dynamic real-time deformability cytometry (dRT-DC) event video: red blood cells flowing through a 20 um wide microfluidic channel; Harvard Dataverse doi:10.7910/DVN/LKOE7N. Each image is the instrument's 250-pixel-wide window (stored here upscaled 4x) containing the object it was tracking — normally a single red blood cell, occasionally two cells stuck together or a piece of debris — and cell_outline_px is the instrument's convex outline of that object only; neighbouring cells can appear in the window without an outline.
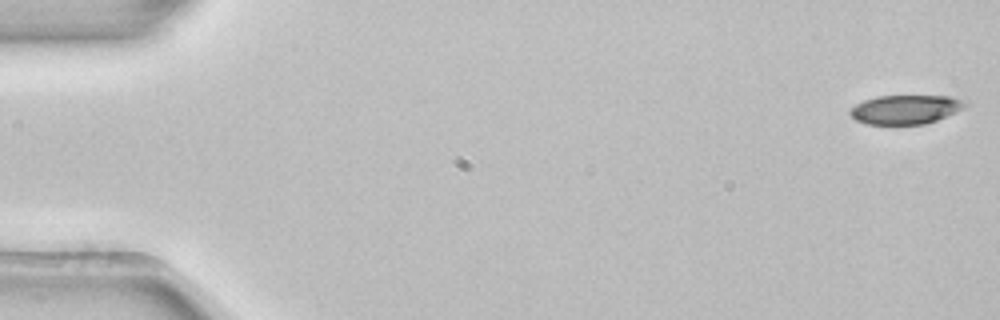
{"species": "common noctule bat (a hibernating species)", "species_latin": "Nyctalus noctula", "temperature_condition": "room temperature", "stored_images_in_passage": 5, "camera_frame_rate_fps": 3000, "um_per_image_px": 0.085, "animal": {"sex": "female", "body_mass_g": 22.7, "forearm_length_mm": 54.2}, "frame": {"image": 1, "passage_image": 1, "time_ms": 0.0, "image_size_px": [1000, 320], "cell_outline_px": [[968, 104], [964, 108], [956, 112], [936, 120], [924, 124], [864, 124], [856, 120], [848, 112], [856, 104], [864, 100], [876, 96], [948, 96], [960, 100]], "centroid_in_image_um": [76.94, 9.31], "position_along_channel_um": 8.1, "area_um2": 19.31}}
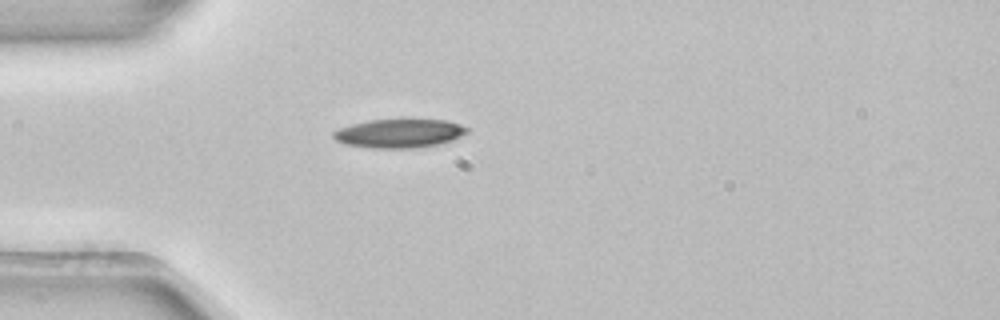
{"frame": {"image": 2, "passage_image": 5, "time_ms": 1.333, "image_size_px": [1000, 320], "cell_outline_px": [[468, 132], [452, 140], [440, 144], [412, 148], [372, 148], [344, 144], [336, 140], [332, 136], [332, 132], [340, 128], [352, 124], [368, 120], [404, 116], [444, 120], [460, 124], [468, 128]], "centroid_in_image_um": [33.94, 11.28], "position_along_channel_um": 51.1, "area_um2": 23.35}}